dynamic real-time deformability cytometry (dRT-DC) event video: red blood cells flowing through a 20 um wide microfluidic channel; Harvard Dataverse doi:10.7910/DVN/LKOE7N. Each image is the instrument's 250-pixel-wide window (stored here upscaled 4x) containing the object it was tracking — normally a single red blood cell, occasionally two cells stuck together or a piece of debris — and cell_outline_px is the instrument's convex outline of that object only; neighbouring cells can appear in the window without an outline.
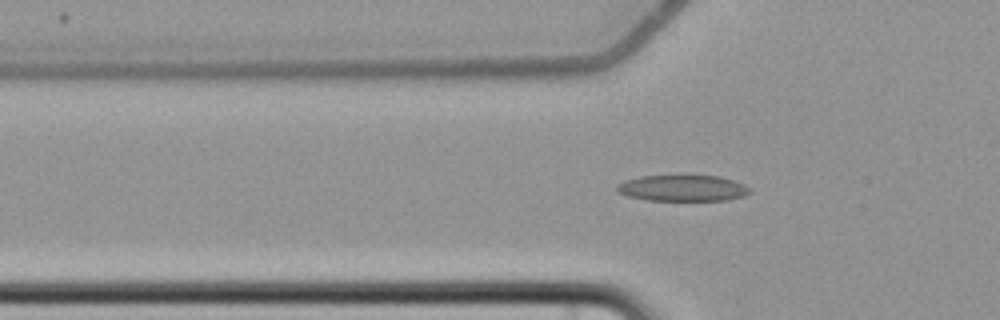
{"species": "common noctule bat (a hibernating species)", "species_latin": "Nyctalus noctula", "temperature_condition": "cold", "stored_images_in_passage": 5, "segment_of_instrument_passage": [2, 2], "camera_frame_rate_fps": 3000, "um_per_image_px": 0.085, "animal": {"sex": "female", "body_mass_g": 22.7, "forearm_length_mm": 54.2}, "frame": {"image": 1, "passage_image": 5, "time_ms": 4.667, "image_size_px": [1000, 320], "cell_outline_px": [[752, 192], [744, 196], [728, 200], [648, 200], [628, 196], [616, 192], [616, 184], [624, 180], [640, 176], [720, 176], [744, 184]], "centroid_in_image_um": [58.0, 15.99], "position_along_channel_um": 67.8, "area_um2": 20.23}}